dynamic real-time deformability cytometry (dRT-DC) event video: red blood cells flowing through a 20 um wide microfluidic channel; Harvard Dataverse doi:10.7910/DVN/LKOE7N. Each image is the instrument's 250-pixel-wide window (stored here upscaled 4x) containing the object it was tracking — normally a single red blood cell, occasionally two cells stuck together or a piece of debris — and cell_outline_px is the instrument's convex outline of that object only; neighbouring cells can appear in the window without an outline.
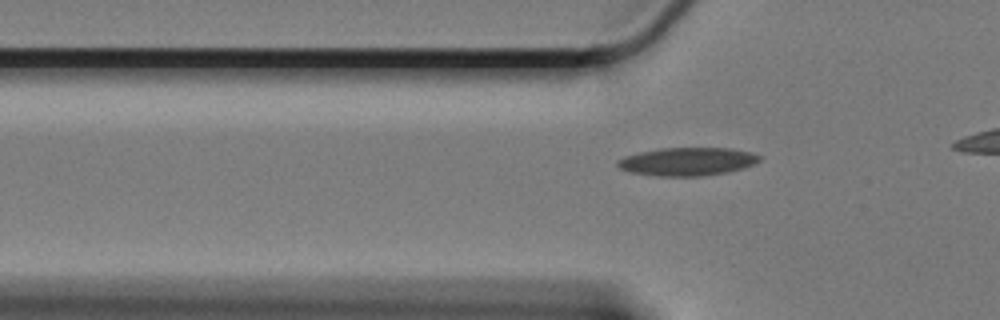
{"species": "Egyptian fruit bat (a non-hibernating species)", "species_latin": "Rousettus aegyptiacus", "temperature_condition": "cold", "stored_images_in_passage": 39, "camera_frame_rate_fps": 3000, "um_per_image_px": 0.085, "animal": {"sex": "female"}, "frame": {"image": 1, "passage_image": 6, "time_ms": 1.667, "image_size_px": [1000, 320], "cell_outline_px": [[760, 160], [744, 168], [728, 172], [704, 176], [660, 176], [632, 172], [620, 168], [616, 164], [616, 160], [624, 156], [640, 152], [660, 148], [732, 148], [752, 152], [760, 156]], "centroid_in_image_um": [58.43, 13.73], "position_along_channel_um": 67.4, "area_um2": 23.29}}
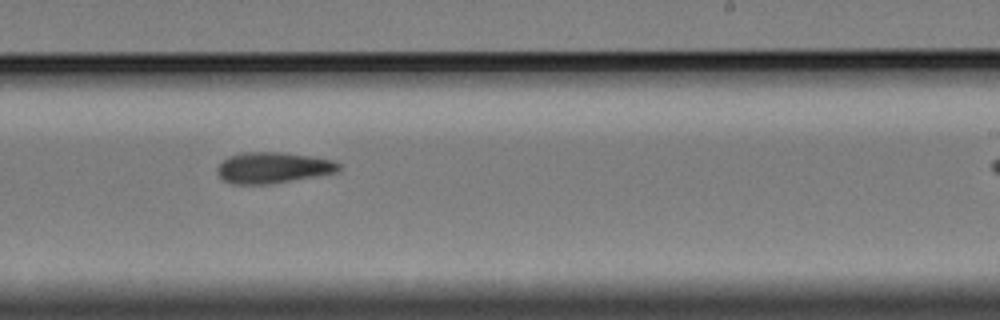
{"frame": {"image": 2, "passage_image": 24, "time_ms": 7.667, "image_size_px": [1000, 320], "cell_outline_px": [[340, 168], [336, 172], [268, 184], [232, 184], [220, 180], [216, 172], [216, 168], [228, 156], [240, 152], [280, 152], [308, 156], [332, 160], [340, 164]], "centroid_in_image_um": [23.11, 14.25], "position_along_channel_um": 265.9, "area_um2": 21.85}}
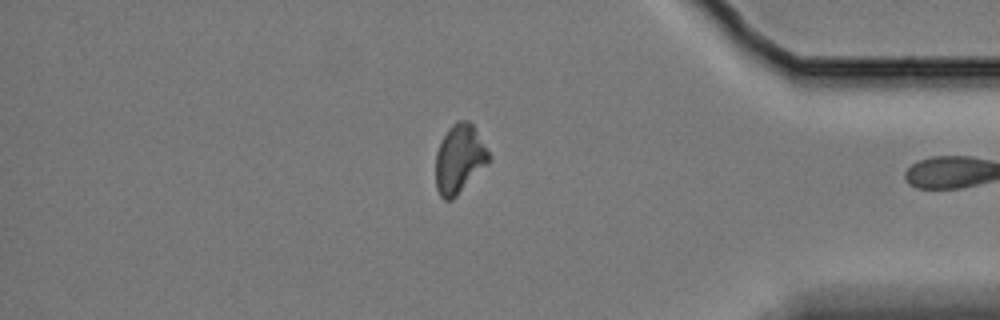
{"frame": {"image": 3, "passage_image": 38, "time_ms": 12.333, "image_size_px": [1000, 320], "cell_outline_px": [[488, 164], [452, 200], [444, 200], [440, 196], [436, 188], [436, 152], [444, 136], [452, 124], [460, 120], [468, 120], [472, 124], [488, 152]], "centroid_in_image_um": [39.02, 13.53], "position_along_channel_um": 396.2, "area_um2": 20.87}}